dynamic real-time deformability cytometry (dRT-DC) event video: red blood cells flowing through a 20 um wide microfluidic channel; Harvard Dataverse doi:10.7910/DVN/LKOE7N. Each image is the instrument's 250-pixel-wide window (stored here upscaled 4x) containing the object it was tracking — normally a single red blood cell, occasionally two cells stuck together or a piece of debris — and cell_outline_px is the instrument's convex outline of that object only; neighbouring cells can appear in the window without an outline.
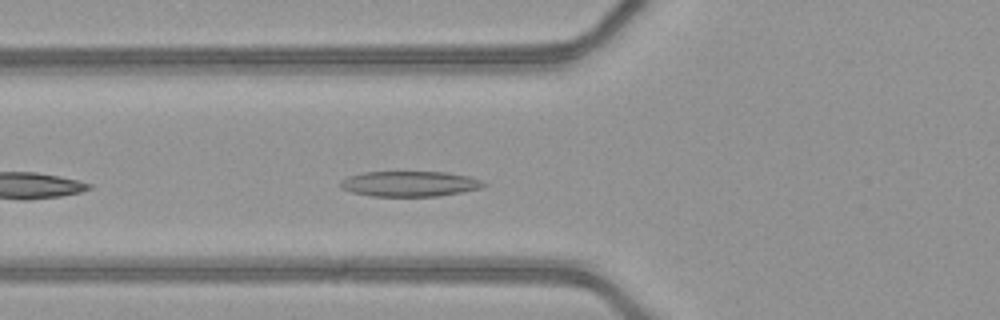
{"species": "common noctule bat (a hibernating species)", "species_latin": "Nyctalus noctula", "temperature_condition": "warm", "stored_images_in_passage": 21, "camera_frame_rate_fps": 3000, "um_per_image_px": 0.085, "animal": {"sex": "female", "body_mass_g": 21.9}, "frame": {"image": 1, "passage_image": 4, "time_ms": 1.0, "image_size_px": [1000, 320], "cell_outline_px": [[488, 184], [480, 188], [460, 192], [436, 196], [372, 196], [352, 192], [340, 188], [340, 180], [348, 176], [364, 172], [448, 172], [468, 176], [484, 180]], "centroid_in_image_um": [34.82, 15.61], "position_along_channel_um": 91.0, "area_um2": 21.21}}
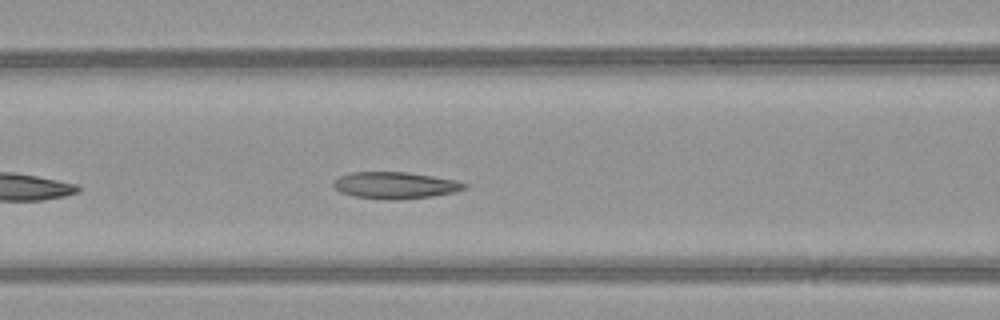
{"frame": {"image": 2, "passage_image": 7, "time_ms": 2.0, "image_size_px": [1000, 320], "cell_outline_px": [[468, 184], [464, 188], [452, 192], [432, 196], [400, 200], [388, 200], [356, 196], [340, 192], [332, 184], [332, 180], [340, 176], [352, 172], [404, 172], [432, 176], [456, 180]], "centroid_in_image_um": [33.55, 15.75], "position_along_channel_um": 133.0, "area_um2": 20.23}}
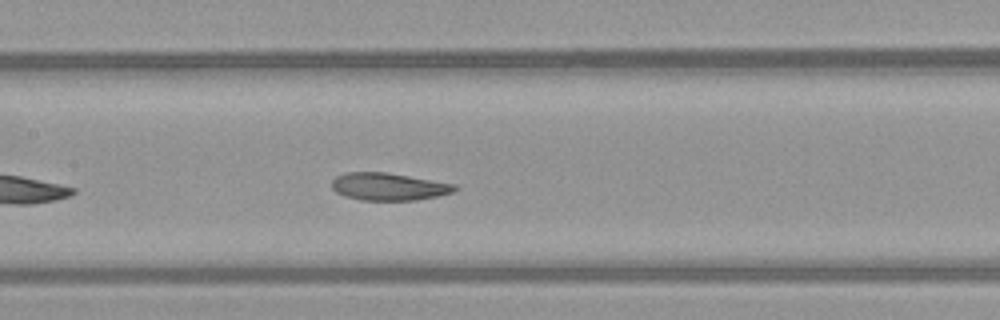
{"frame": {"image": 3, "passage_image": 10, "time_ms": 3.0, "image_size_px": [1000, 320], "cell_outline_px": [[460, 188], [452, 192], [436, 196], [416, 200], [360, 200], [344, 196], [336, 192], [332, 188], [332, 180], [336, 176], [348, 172], [388, 172], [456, 184]], "centroid_in_image_um": [33.04, 15.86], "position_along_channel_um": 174.4, "area_um2": 19.77}}